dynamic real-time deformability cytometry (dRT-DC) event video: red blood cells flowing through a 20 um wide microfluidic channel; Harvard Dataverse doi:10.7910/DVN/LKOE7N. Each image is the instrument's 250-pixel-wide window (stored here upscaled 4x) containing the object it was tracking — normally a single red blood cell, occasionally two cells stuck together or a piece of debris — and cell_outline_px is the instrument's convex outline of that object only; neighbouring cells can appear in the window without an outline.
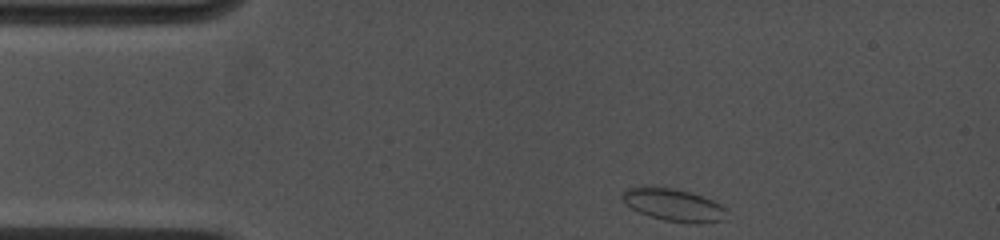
{"species": "common noctule bat (a hibernating species)", "species_latin": "Nyctalus noctula", "temperature_condition": "cold", "stored_images_in_passage": 10, "camera_frame_rate_fps": 4500, "um_per_image_px": 0.085, "animal": {"sex": "female", "body_mass_g": 19.0, "forearm_length_mm": 53.3}, "frame": {"image": 1, "passage_image": 1, "time_ms": 0.0, "image_size_px": [1000, 240], "cell_outline_px": [[728, 208], [724, 220], [700, 224], [696, 224], [664, 220], [640, 212], [624, 204], [620, 196], [628, 188], [644, 184], [676, 188], [692, 192], [712, 200]], "centroid_in_image_um": [57.25, 17.38], "position_along_channel_um": 27.8, "area_um2": 20.29}}
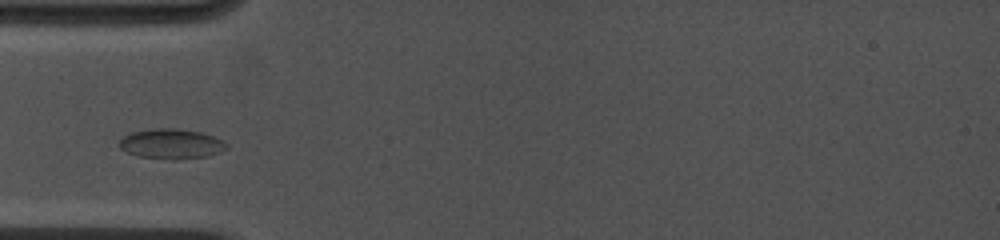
{"frame": {"image": 2, "passage_image": 7, "time_ms": 2.444, "image_size_px": [1000, 240], "cell_outline_px": [[228, 148], [220, 152], [208, 156], [136, 156], [120, 148], [120, 140], [124, 136], [132, 132], [152, 128], [176, 128], [200, 132], [212, 136], [228, 144]], "centroid_in_image_um": [14.55, 12.16], "position_along_channel_um": 70.4, "area_um2": 17.69}}
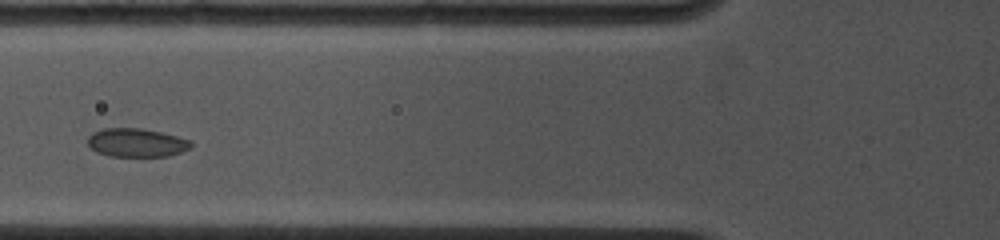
{"frame": {"image": 3, "passage_image": 9, "time_ms": 3.556, "image_size_px": [1000, 240], "cell_outline_px": [[192, 148], [168, 156], [108, 156], [96, 152], [88, 144], [88, 136], [92, 132], [104, 128], [140, 128], [160, 132], [192, 140]], "centroid_in_image_um": [11.6, 12.12], "position_along_channel_um": 114.2, "area_um2": 17.22}}